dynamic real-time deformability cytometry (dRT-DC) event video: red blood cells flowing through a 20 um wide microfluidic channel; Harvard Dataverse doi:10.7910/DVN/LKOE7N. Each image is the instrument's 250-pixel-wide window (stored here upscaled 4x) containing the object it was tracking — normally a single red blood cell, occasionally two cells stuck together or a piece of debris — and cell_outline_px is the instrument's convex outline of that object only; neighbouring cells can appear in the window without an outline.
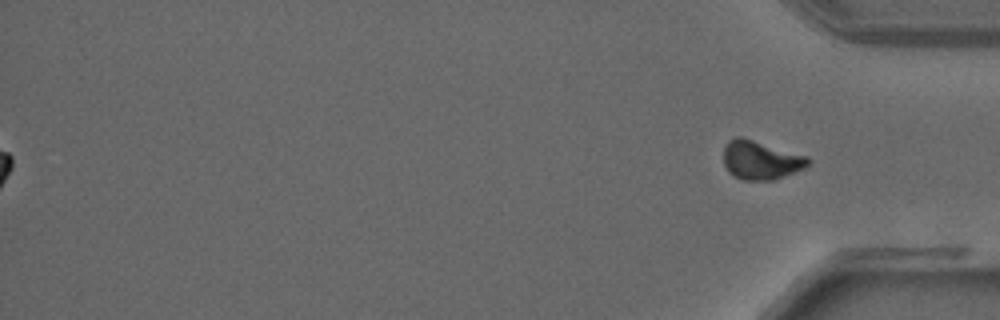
{"species": "common noctule bat (a hibernating species)", "species_latin": "Nyctalus noctula", "temperature_condition": "warm", "stored_images_in_passage": 41, "segment_of_instrument_passage": [2, 2], "camera_frame_rate_fps": 3000, "um_per_image_px": 0.085, "animal": {"sex": "male", "forearm_length_mm": 52.5}, "frame": {"image": 1, "passage_image": 41, "time_ms": 13.333, "image_size_px": [1000, 320], "cell_outline_px": [[812, 160], [804, 168], [772, 180], [744, 180], [732, 176], [728, 172], [724, 164], [724, 148], [728, 140], [736, 136], [740, 136], [808, 156]], "centroid_in_image_um": [64.64, 13.6], "position_along_channel_um": 370.6, "area_um2": 19.07}}